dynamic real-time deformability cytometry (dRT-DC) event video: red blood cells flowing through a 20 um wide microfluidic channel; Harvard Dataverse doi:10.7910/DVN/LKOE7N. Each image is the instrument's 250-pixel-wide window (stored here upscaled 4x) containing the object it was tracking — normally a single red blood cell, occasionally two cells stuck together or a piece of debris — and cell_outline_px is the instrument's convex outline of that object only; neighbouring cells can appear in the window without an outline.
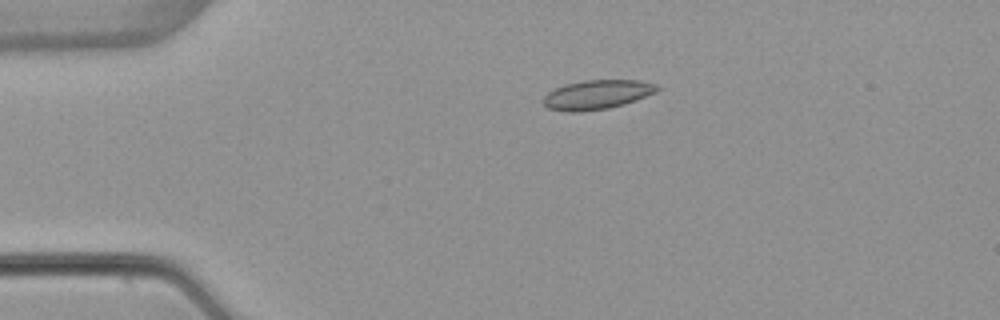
{"species": "common noctule bat (a hibernating species)", "species_latin": "Nyctalus noctula", "temperature_condition": "warm", "stored_images_in_passage": 4, "camera_frame_rate_fps": 3000, "um_per_image_px": 0.085, "animal": {"sex": "female", "body_mass_g": 22.7, "forearm_length_mm": 54.2}, "frame": {"image": 1, "passage_image": 3, "time_ms": 2.333, "image_size_px": [1000, 320], "cell_outline_px": [[660, 88], [656, 92], [636, 100], [624, 104], [608, 108], [580, 112], [564, 112], [548, 108], [544, 104], [544, 96], [548, 92], [564, 84], [584, 80], [640, 80], [656, 84]], "centroid_in_image_um": [50.75, 8.04], "position_along_channel_um": 34.3, "area_um2": 19.48}}